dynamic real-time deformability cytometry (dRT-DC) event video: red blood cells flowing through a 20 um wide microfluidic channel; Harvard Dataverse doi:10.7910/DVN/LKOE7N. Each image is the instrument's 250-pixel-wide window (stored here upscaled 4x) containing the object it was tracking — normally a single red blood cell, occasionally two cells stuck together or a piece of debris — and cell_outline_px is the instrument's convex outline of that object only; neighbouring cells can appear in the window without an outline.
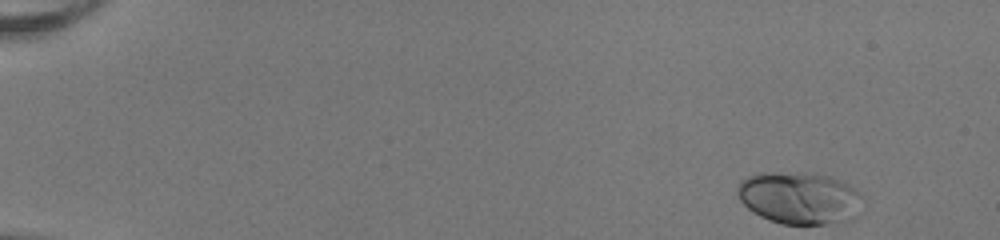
{"species": "human", "species_latin": "Homo sapiens", "temperature_condition": "room temperature", "stored_images_in_passage": 48, "camera_frame_rate_fps": 3000, "um_per_image_px": 0.085, "donor": {"sex": "female"}, "frame": {"image": 1, "passage_image": 1, "time_ms": 0.0, "image_size_px": [1000, 240], "cell_outline_px": [[856, 216], [852, 220], [824, 224], [780, 224], [768, 220], [752, 212], [740, 200], [736, 192], [736, 188], [740, 180], [748, 176], [760, 172], [808, 172], [832, 176], [856, 188]], "centroid_in_image_um": [67.85, 16.81], "position_along_channel_um": 17.2, "area_um2": 38.09}}
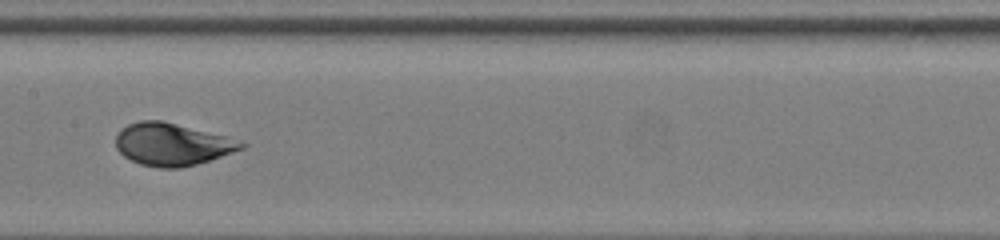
{"frame": {"image": 2, "passage_image": 25, "time_ms": 8.0, "image_size_px": [1000, 240], "cell_outline_px": [[248, 144], [244, 148], [196, 164], [180, 168], [160, 168], [140, 164], [124, 156], [116, 148], [116, 136], [128, 124], [140, 120], [160, 120], [244, 140]], "centroid_in_image_um": [14.66, 12.27], "position_along_channel_um": 192.7, "area_um2": 30.87}}
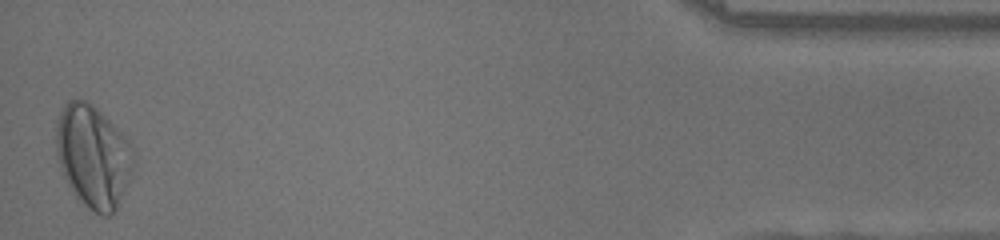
{"frame": {"image": 3, "passage_image": 48, "time_ms": 15.667, "image_size_px": [1000, 240], "cell_outline_px": [[132, 164], [128, 180], [116, 208], [108, 216], [100, 216], [88, 208], [76, 196], [68, 184], [64, 176], [56, 152], [56, 120], [64, 104], [68, 100], [84, 100], [92, 104], [112, 124], [128, 144], [132, 152]], "centroid_in_image_um": [7.85, 13.28], "position_along_channel_um": 427.3, "area_um2": 44.97}}